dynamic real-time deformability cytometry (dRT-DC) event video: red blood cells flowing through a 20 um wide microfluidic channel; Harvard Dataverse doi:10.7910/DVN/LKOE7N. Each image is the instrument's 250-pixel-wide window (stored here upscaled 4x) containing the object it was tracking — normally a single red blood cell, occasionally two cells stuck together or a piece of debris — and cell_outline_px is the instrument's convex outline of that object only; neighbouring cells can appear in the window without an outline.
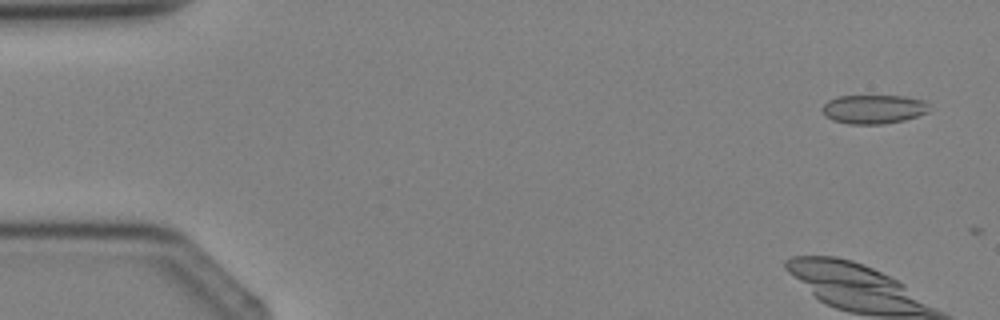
{"species": "Egyptian fruit bat (a non-hibernating species)", "species_latin": "Rousettus aegyptiacus", "temperature_condition": "cold", "stored_images_in_passage": 3, "camera_frame_rate_fps": 3000, "um_per_image_px": 0.085, "animal": {"sex": "female"}, "frame": {"image": 1, "passage_image": 1, "time_ms": 0.0, "image_size_px": [1000, 320], "cell_outline_px": [[928, 112], [904, 120], [884, 124], [848, 124], [832, 120], [824, 116], [820, 108], [828, 100], [836, 96], [904, 96], [924, 100], [928, 104]], "centroid_in_image_um": [74.2, 9.28], "position_along_channel_um": 10.8, "area_um2": 18.21}}